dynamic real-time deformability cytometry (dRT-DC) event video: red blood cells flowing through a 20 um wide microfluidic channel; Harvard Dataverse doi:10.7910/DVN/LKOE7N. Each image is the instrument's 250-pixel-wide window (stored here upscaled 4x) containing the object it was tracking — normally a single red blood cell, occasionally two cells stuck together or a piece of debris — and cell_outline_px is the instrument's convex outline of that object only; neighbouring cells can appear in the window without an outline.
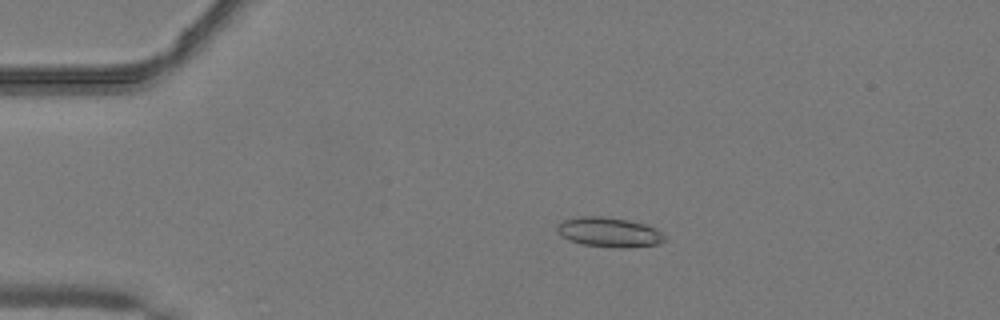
{"species": "common noctule bat (a hibernating species)", "species_latin": "Nyctalus noctula", "temperature_condition": "warm", "stored_images_in_passage": 51, "camera_frame_rate_fps": 3000, "um_per_image_px": 0.085, "animal": {"sex": "male", "body_mass_g": 19.2, "forearm_length_mm": 51.8}, "frame": {"image": 1, "passage_image": 11, "time_ms": 3.333, "image_size_px": [1000, 320], "cell_outline_px": [[668, 240], [660, 244], [628, 248], [620, 248], [584, 244], [568, 240], [560, 236], [556, 232], [556, 224], [564, 220], [580, 216], [604, 216], [628, 220], [648, 224], [656, 228]], "centroid_in_image_um": [51.79, 19.73], "position_along_channel_um": 33.2, "area_um2": 18.96}}
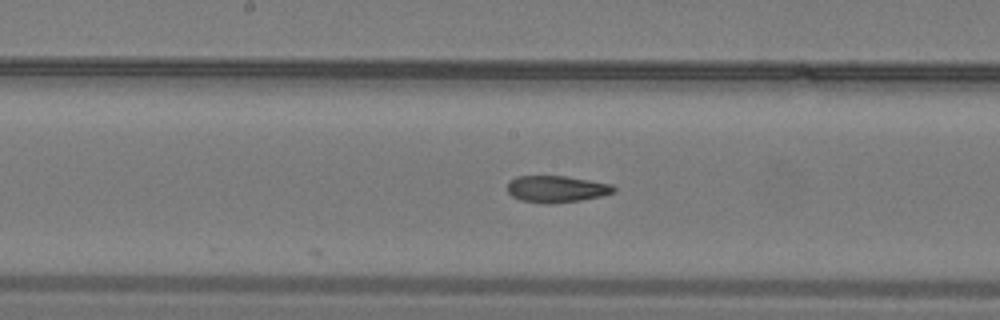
{"frame": {"image": 2, "passage_image": 27, "time_ms": 8.667, "image_size_px": [1000, 320], "cell_outline_px": [[616, 192], [600, 196], [580, 200], [552, 204], [544, 204], [520, 200], [512, 196], [508, 192], [508, 180], [516, 176], [564, 176], [612, 184], [616, 188]], "centroid_in_image_um": [47.28, 16.07], "position_along_channel_um": 200.9, "area_um2": 16.65}}
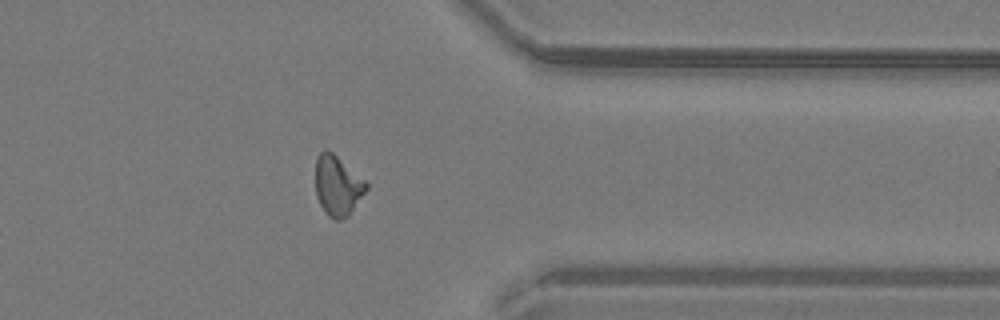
{"frame": {"image": 3, "passage_image": 41, "time_ms": 13.333, "image_size_px": [1000, 320], "cell_outline_px": [[368, 188], [348, 216], [340, 220], [336, 220], [328, 216], [320, 204], [316, 196], [316, 156], [324, 148], [328, 148], [364, 180], [368, 184]], "centroid_in_image_um": [28.67, 15.76], "position_along_channel_um": 382.7, "area_um2": 17.69}, "authors_computed_cell_mechanics": {"area_um2": 17.5712, "velocity_mm_per_s": 4.1099, "shape_relaxation_time_tau1_ms": null, "shape_relaxation_time_tau2_ms": 2.2002, "deformation_change_tau1": null, "deformation_change_tau2": 0.0933}}